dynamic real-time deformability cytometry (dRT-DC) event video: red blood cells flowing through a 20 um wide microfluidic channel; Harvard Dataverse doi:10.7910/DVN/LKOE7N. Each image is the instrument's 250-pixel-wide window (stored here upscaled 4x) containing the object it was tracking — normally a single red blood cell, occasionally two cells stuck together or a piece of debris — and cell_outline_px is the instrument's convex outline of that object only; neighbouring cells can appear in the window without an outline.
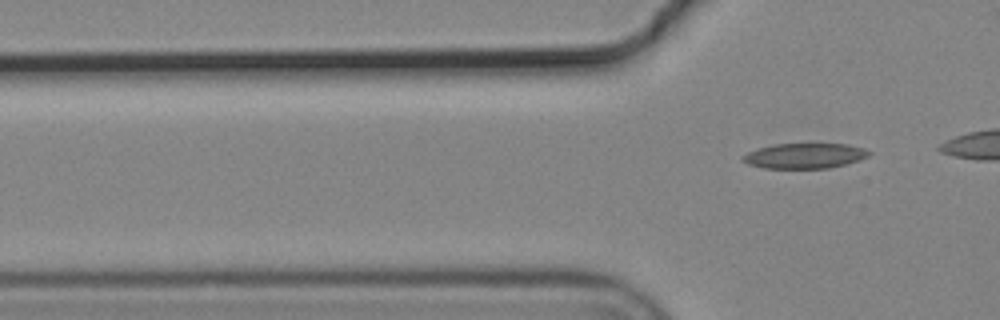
{"species": "common noctule bat (a hibernating species)", "species_latin": "Nyctalus noctula", "temperature_condition": "cold", "stored_images_in_passage": 2, "camera_frame_rate_fps": 3000, "um_per_image_px": 0.085, "animal": {"sex": "male", "body_mass_g": 19.2, "forearm_length_mm": 51.8}, "frame": {"image": 1, "passage_image": 2, "time_ms": 0.333, "image_size_px": [1000, 320], "cell_outline_px": [[872, 152], [868, 156], [860, 160], [828, 168], [764, 168], [748, 164], [740, 160], [740, 156], [756, 148], [776, 144], [848, 144], [864, 148]], "centroid_in_image_um": [68.36, 13.24], "position_along_channel_um": 57.4, "area_um2": 18.61}}